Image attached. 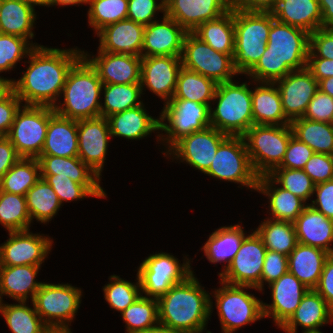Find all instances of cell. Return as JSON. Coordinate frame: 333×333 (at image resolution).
I'll use <instances>...</instances> for the list:
<instances>
[{
	"label": "cell",
	"instance_id": "1",
	"mask_svg": "<svg viewBox=\"0 0 333 333\" xmlns=\"http://www.w3.org/2000/svg\"><path fill=\"white\" fill-rule=\"evenodd\" d=\"M83 56L78 47L71 49L35 47L27 57L29 66L18 80L12 79V90L23 105L54 108L65 85L69 70ZM59 98V99H58ZM57 101V102H56Z\"/></svg>",
	"mask_w": 333,
	"mask_h": 333
},
{
	"label": "cell",
	"instance_id": "2",
	"mask_svg": "<svg viewBox=\"0 0 333 333\" xmlns=\"http://www.w3.org/2000/svg\"><path fill=\"white\" fill-rule=\"evenodd\" d=\"M310 34L298 27L274 20L266 50L246 74L254 83H274L293 70L307 67Z\"/></svg>",
	"mask_w": 333,
	"mask_h": 333
},
{
	"label": "cell",
	"instance_id": "3",
	"mask_svg": "<svg viewBox=\"0 0 333 333\" xmlns=\"http://www.w3.org/2000/svg\"><path fill=\"white\" fill-rule=\"evenodd\" d=\"M211 294L192 273L158 301V321L177 333H203L213 311Z\"/></svg>",
	"mask_w": 333,
	"mask_h": 333
},
{
	"label": "cell",
	"instance_id": "4",
	"mask_svg": "<svg viewBox=\"0 0 333 333\" xmlns=\"http://www.w3.org/2000/svg\"><path fill=\"white\" fill-rule=\"evenodd\" d=\"M102 86L97 70L82 56L68 72L61 93L63 103L58 102L53 109L74 120L99 117Z\"/></svg>",
	"mask_w": 333,
	"mask_h": 333
},
{
	"label": "cell",
	"instance_id": "5",
	"mask_svg": "<svg viewBox=\"0 0 333 333\" xmlns=\"http://www.w3.org/2000/svg\"><path fill=\"white\" fill-rule=\"evenodd\" d=\"M239 84L235 80L218 83L212 100L217 106L209 108L211 126L227 136L243 137L254 125L252 89L247 81Z\"/></svg>",
	"mask_w": 333,
	"mask_h": 333
},
{
	"label": "cell",
	"instance_id": "6",
	"mask_svg": "<svg viewBox=\"0 0 333 333\" xmlns=\"http://www.w3.org/2000/svg\"><path fill=\"white\" fill-rule=\"evenodd\" d=\"M273 13L234 10L235 51L233 67L246 75L266 50Z\"/></svg>",
	"mask_w": 333,
	"mask_h": 333
},
{
	"label": "cell",
	"instance_id": "7",
	"mask_svg": "<svg viewBox=\"0 0 333 333\" xmlns=\"http://www.w3.org/2000/svg\"><path fill=\"white\" fill-rule=\"evenodd\" d=\"M291 125H253L244 140L251 166L258 177L269 175L281 165L290 138Z\"/></svg>",
	"mask_w": 333,
	"mask_h": 333
},
{
	"label": "cell",
	"instance_id": "8",
	"mask_svg": "<svg viewBox=\"0 0 333 333\" xmlns=\"http://www.w3.org/2000/svg\"><path fill=\"white\" fill-rule=\"evenodd\" d=\"M163 105L159 125L160 131L166 134H158L156 139L157 142L163 141V145H166V151L162 152L164 155L183 137L211 126L210 107L207 104L186 99H171Z\"/></svg>",
	"mask_w": 333,
	"mask_h": 333
},
{
	"label": "cell",
	"instance_id": "9",
	"mask_svg": "<svg viewBox=\"0 0 333 333\" xmlns=\"http://www.w3.org/2000/svg\"><path fill=\"white\" fill-rule=\"evenodd\" d=\"M219 283L222 287L212 292L222 331L235 333L246 324L264 318L263 301L245 290H258L256 287Z\"/></svg>",
	"mask_w": 333,
	"mask_h": 333
},
{
	"label": "cell",
	"instance_id": "10",
	"mask_svg": "<svg viewBox=\"0 0 333 333\" xmlns=\"http://www.w3.org/2000/svg\"><path fill=\"white\" fill-rule=\"evenodd\" d=\"M183 261L180 264L178 258L166 252L146 257L137 270L142 295L158 299L173 285L183 282L194 272L191 261L187 257Z\"/></svg>",
	"mask_w": 333,
	"mask_h": 333
},
{
	"label": "cell",
	"instance_id": "11",
	"mask_svg": "<svg viewBox=\"0 0 333 333\" xmlns=\"http://www.w3.org/2000/svg\"><path fill=\"white\" fill-rule=\"evenodd\" d=\"M204 174L240 184L251 190L257 189L258 176L251 166L242 136H228L219 145L209 169Z\"/></svg>",
	"mask_w": 333,
	"mask_h": 333
},
{
	"label": "cell",
	"instance_id": "12",
	"mask_svg": "<svg viewBox=\"0 0 333 333\" xmlns=\"http://www.w3.org/2000/svg\"><path fill=\"white\" fill-rule=\"evenodd\" d=\"M48 125V106L22 105L6 137L21 157L37 158L43 149Z\"/></svg>",
	"mask_w": 333,
	"mask_h": 333
},
{
	"label": "cell",
	"instance_id": "13",
	"mask_svg": "<svg viewBox=\"0 0 333 333\" xmlns=\"http://www.w3.org/2000/svg\"><path fill=\"white\" fill-rule=\"evenodd\" d=\"M233 55L214 50L192 32L184 38L182 67L213 79L217 84L233 80L238 75L233 67Z\"/></svg>",
	"mask_w": 333,
	"mask_h": 333
},
{
	"label": "cell",
	"instance_id": "14",
	"mask_svg": "<svg viewBox=\"0 0 333 333\" xmlns=\"http://www.w3.org/2000/svg\"><path fill=\"white\" fill-rule=\"evenodd\" d=\"M81 288L72 284L42 283L33 304L45 324L69 325L80 308Z\"/></svg>",
	"mask_w": 333,
	"mask_h": 333
},
{
	"label": "cell",
	"instance_id": "15",
	"mask_svg": "<svg viewBox=\"0 0 333 333\" xmlns=\"http://www.w3.org/2000/svg\"><path fill=\"white\" fill-rule=\"evenodd\" d=\"M267 249L254 230L246 235L228 267L218 273L230 285L253 286L261 291V274Z\"/></svg>",
	"mask_w": 333,
	"mask_h": 333
},
{
	"label": "cell",
	"instance_id": "16",
	"mask_svg": "<svg viewBox=\"0 0 333 333\" xmlns=\"http://www.w3.org/2000/svg\"><path fill=\"white\" fill-rule=\"evenodd\" d=\"M0 245V266H41L52 249L53 239L28 230L9 232Z\"/></svg>",
	"mask_w": 333,
	"mask_h": 333
},
{
	"label": "cell",
	"instance_id": "17",
	"mask_svg": "<svg viewBox=\"0 0 333 333\" xmlns=\"http://www.w3.org/2000/svg\"><path fill=\"white\" fill-rule=\"evenodd\" d=\"M228 136L212 126L195 131L180 139L164 156H173L196 170L205 173L213 161L219 145Z\"/></svg>",
	"mask_w": 333,
	"mask_h": 333
},
{
	"label": "cell",
	"instance_id": "18",
	"mask_svg": "<svg viewBox=\"0 0 333 333\" xmlns=\"http://www.w3.org/2000/svg\"><path fill=\"white\" fill-rule=\"evenodd\" d=\"M78 157L99 176H102L108 143L111 137L107 118L77 120Z\"/></svg>",
	"mask_w": 333,
	"mask_h": 333
},
{
	"label": "cell",
	"instance_id": "19",
	"mask_svg": "<svg viewBox=\"0 0 333 333\" xmlns=\"http://www.w3.org/2000/svg\"><path fill=\"white\" fill-rule=\"evenodd\" d=\"M274 83L280 92L285 116L290 121L303 117L307 106L319 90L318 81L307 67L293 70Z\"/></svg>",
	"mask_w": 333,
	"mask_h": 333
},
{
	"label": "cell",
	"instance_id": "20",
	"mask_svg": "<svg viewBox=\"0 0 333 333\" xmlns=\"http://www.w3.org/2000/svg\"><path fill=\"white\" fill-rule=\"evenodd\" d=\"M182 68L179 56L141 57V88H147L165 103L174 95L179 70Z\"/></svg>",
	"mask_w": 333,
	"mask_h": 333
},
{
	"label": "cell",
	"instance_id": "21",
	"mask_svg": "<svg viewBox=\"0 0 333 333\" xmlns=\"http://www.w3.org/2000/svg\"><path fill=\"white\" fill-rule=\"evenodd\" d=\"M145 26L141 57L182 55L183 42L188 33L174 19L163 14Z\"/></svg>",
	"mask_w": 333,
	"mask_h": 333
},
{
	"label": "cell",
	"instance_id": "22",
	"mask_svg": "<svg viewBox=\"0 0 333 333\" xmlns=\"http://www.w3.org/2000/svg\"><path fill=\"white\" fill-rule=\"evenodd\" d=\"M90 57L83 50V56L97 70L103 84L141 83V57L131 54L97 51Z\"/></svg>",
	"mask_w": 333,
	"mask_h": 333
},
{
	"label": "cell",
	"instance_id": "23",
	"mask_svg": "<svg viewBox=\"0 0 333 333\" xmlns=\"http://www.w3.org/2000/svg\"><path fill=\"white\" fill-rule=\"evenodd\" d=\"M268 288L271 290L272 302H263L264 318L272 317L275 325L280 328L298 308L309 289L289 271L269 284Z\"/></svg>",
	"mask_w": 333,
	"mask_h": 333
},
{
	"label": "cell",
	"instance_id": "24",
	"mask_svg": "<svg viewBox=\"0 0 333 333\" xmlns=\"http://www.w3.org/2000/svg\"><path fill=\"white\" fill-rule=\"evenodd\" d=\"M165 14L187 32L206 21L215 20L231 10L230 0H167Z\"/></svg>",
	"mask_w": 333,
	"mask_h": 333
},
{
	"label": "cell",
	"instance_id": "25",
	"mask_svg": "<svg viewBox=\"0 0 333 333\" xmlns=\"http://www.w3.org/2000/svg\"><path fill=\"white\" fill-rule=\"evenodd\" d=\"M145 25L125 19L110 24L97 33L100 51L141 57Z\"/></svg>",
	"mask_w": 333,
	"mask_h": 333
},
{
	"label": "cell",
	"instance_id": "26",
	"mask_svg": "<svg viewBox=\"0 0 333 333\" xmlns=\"http://www.w3.org/2000/svg\"><path fill=\"white\" fill-rule=\"evenodd\" d=\"M333 322V309L316 292L309 289L291 317L280 327L286 333H297V327L305 331L318 330L319 327Z\"/></svg>",
	"mask_w": 333,
	"mask_h": 333
},
{
	"label": "cell",
	"instance_id": "27",
	"mask_svg": "<svg viewBox=\"0 0 333 333\" xmlns=\"http://www.w3.org/2000/svg\"><path fill=\"white\" fill-rule=\"evenodd\" d=\"M298 243L333 254V220L307 205L293 222Z\"/></svg>",
	"mask_w": 333,
	"mask_h": 333
},
{
	"label": "cell",
	"instance_id": "28",
	"mask_svg": "<svg viewBox=\"0 0 333 333\" xmlns=\"http://www.w3.org/2000/svg\"><path fill=\"white\" fill-rule=\"evenodd\" d=\"M40 155L78 157L77 120L62 117L49 107V125Z\"/></svg>",
	"mask_w": 333,
	"mask_h": 333
},
{
	"label": "cell",
	"instance_id": "29",
	"mask_svg": "<svg viewBox=\"0 0 333 333\" xmlns=\"http://www.w3.org/2000/svg\"><path fill=\"white\" fill-rule=\"evenodd\" d=\"M144 103L107 117L112 137L140 140L152 132L160 131L159 118L146 112Z\"/></svg>",
	"mask_w": 333,
	"mask_h": 333
},
{
	"label": "cell",
	"instance_id": "30",
	"mask_svg": "<svg viewBox=\"0 0 333 333\" xmlns=\"http://www.w3.org/2000/svg\"><path fill=\"white\" fill-rule=\"evenodd\" d=\"M41 266L17 265L0 266V294L16 301H33L42 282L36 277Z\"/></svg>",
	"mask_w": 333,
	"mask_h": 333
},
{
	"label": "cell",
	"instance_id": "31",
	"mask_svg": "<svg viewBox=\"0 0 333 333\" xmlns=\"http://www.w3.org/2000/svg\"><path fill=\"white\" fill-rule=\"evenodd\" d=\"M329 255L323 249L297 243L288 255V271L308 289H315Z\"/></svg>",
	"mask_w": 333,
	"mask_h": 333
},
{
	"label": "cell",
	"instance_id": "32",
	"mask_svg": "<svg viewBox=\"0 0 333 333\" xmlns=\"http://www.w3.org/2000/svg\"><path fill=\"white\" fill-rule=\"evenodd\" d=\"M268 176H260L256 191L269 199L271 219L294 222L308 205L301 198L279 186ZM274 186V187H273Z\"/></svg>",
	"mask_w": 333,
	"mask_h": 333
},
{
	"label": "cell",
	"instance_id": "33",
	"mask_svg": "<svg viewBox=\"0 0 333 333\" xmlns=\"http://www.w3.org/2000/svg\"><path fill=\"white\" fill-rule=\"evenodd\" d=\"M252 90V115L254 125H289L281 95L275 83L257 82Z\"/></svg>",
	"mask_w": 333,
	"mask_h": 333
},
{
	"label": "cell",
	"instance_id": "34",
	"mask_svg": "<svg viewBox=\"0 0 333 333\" xmlns=\"http://www.w3.org/2000/svg\"><path fill=\"white\" fill-rule=\"evenodd\" d=\"M272 13L278 22L301 28L309 34L322 28L318 0H278Z\"/></svg>",
	"mask_w": 333,
	"mask_h": 333
},
{
	"label": "cell",
	"instance_id": "35",
	"mask_svg": "<svg viewBox=\"0 0 333 333\" xmlns=\"http://www.w3.org/2000/svg\"><path fill=\"white\" fill-rule=\"evenodd\" d=\"M245 234L240 224L222 226L209 235L201 250L210 263L226 262L224 270L238 253Z\"/></svg>",
	"mask_w": 333,
	"mask_h": 333
},
{
	"label": "cell",
	"instance_id": "36",
	"mask_svg": "<svg viewBox=\"0 0 333 333\" xmlns=\"http://www.w3.org/2000/svg\"><path fill=\"white\" fill-rule=\"evenodd\" d=\"M35 7L20 0H3L0 9V33L27 40L34 38L37 17Z\"/></svg>",
	"mask_w": 333,
	"mask_h": 333
},
{
	"label": "cell",
	"instance_id": "37",
	"mask_svg": "<svg viewBox=\"0 0 333 333\" xmlns=\"http://www.w3.org/2000/svg\"><path fill=\"white\" fill-rule=\"evenodd\" d=\"M41 175L67 176L79 184H100L101 177L79 157L39 155Z\"/></svg>",
	"mask_w": 333,
	"mask_h": 333
},
{
	"label": "cell",
	"instance_id": "38",
	"mask_svg": "<svg viewBox=\"0 0 333 333\" xmlns=\"http://www.w3.org/2000/svg\"><path fill=\"white\" fill-rule=\"evenodd\" d=\"M192 33L214 50L224 54H234V10H229L215 20L204 22Z\"/></svg>",
	"mask_w": 333,
	"mask_h": 333
},
{
	"label": "cell",
	"instance_id": "39",
	"mask_svg": "<svg viewBox=\"0 0 333 333\" xmlns=\"http://www.w3.org/2000/svg\"><path fill=\"white\" fill-rule=\"evenodd\" d=\"M293 136L306 143L314 153L333 155V124L297 118L290 122Z\"/></svg>",
	"mask_w": 333,
	"mask_h": 333
},
{
	"label": "cell",
	"instance_id": "40",
	"mask_svg": "<svg viewBox=\"0 0 333 333\" xmlns=\"http://www.w3.org/2000/svg\"><path fill=\"white\" fill-rule=\"evenodd\" d=\"M217 83L199 73L181 68L172 99H186L212 106Z\"/></svg>",
	"mask_w": 333,
	"mask_h": 333
},
{
	"label": "cell",
	"instance_id": "41",
	"mask_svg": "<svg viewBox=\"0 0 333 333\" xmlns=\"http://www.w3.org/2000/svg\"><path fill=\"white\" fill-rule=\"evenodd\" d=\"M255 231L261 237L267 250L286 256L295 249L298 243L292 222L266 218Z\"/></svg>",
	"mask_w": 333,
	"mask_h": 333
},
{
	"label": "cell",
	"instance_id": "42",
	"mask_svg": "<svg viewBox=\"0 0 333 333\" xmlns=\"http://www.w3.org/2000/svg\"><path fill=\"white\" fill-rule=\"evenodd\" d=\"M31 223L36 219L46 224L61 208V203L52 187L42 178L25 195Z\"/></svg>",
	"mask_w": 333,
	"mask_h": 333
},
{
	"label": "cell",
	"instance_id": "43",
	"mask_svg": "<svg viewBox=\"0 0 333 333\" xmlns=\"http://www.w3.org/2000/svg\"><path fill=\"white\" fill-rule=\"evenodd\" d=\"M40 178L38 159L21 157L0 179V191L25 196Z\"/></svg>",
	"mask_w": 333,
	"mask_h": 333
},
{
	"label": "cell",
	"instance_id": "44",
	"mask_svg": "<svg viewBox=\"0 0 333 333\" xmlns=\"http://www.w3.org/2000/svg\"><path fill=\"white\" fill-rule=\"evenodd\" d=\"M102 91L104 103L101 102V116L105 118L143 104V101L139 100L141 94H144L141 83L103 84Z\"/></svg>",
	"mask_w": 333,
	"mask_h": 333
},
{
	"label": "cell",
	"instance_id": "45",
	"mask_svg": "<svg viewBox=\"0 0 333 333\" xmlns=\"http://www.w3.org/2000/svg\"><path fill=\"white\" fill-rule=\"evenodd\" d=\"M16 304L2 305L1 315L12 333H41L46 325L33 307L27 306L28 301H17Z\"/></svg>",
	"mask_w": 333,
	"mask_h": 333
},
{
	"label": "cell",
	"instance_id": "46",
	"mask_svg": "<svg viewBox=\"0 0 333 333\" xmlns=\"http://www.w3.org/2000/svg\"><path fill=\"white\" fill-rule=\"evenodd\" d=\"M0 224L8 232L29 229L31 219L25 196L0 191Z\"/></svg>",
	"mask_w": 333,
	"mask_h": 333
},
{
	"label": "cell",
	"instance_id": "47",
	"mask_svg": "<svg viewBox=\"0 0 333 333\" xmlns=\"http://www.w3.org/2000/svg\"><path fill=\"white\" fill-rule=\"evenodd\" d=\"M121 316L126 324V333H134L154 327L159 323L158 301L156 298L141 295L121 313Z\"/></svg>",
	"mask_w": 333,
	"mask_h": 333
},
{
	"label": "cell",
	"instance_id": "48",
	"mask_svg": "<svg viewBox=\"0 0 333 333\" xmlns=\"http://www.w3.org/2000/svg\"><path fill=\"white\" fill-rule=\"evenodd\" d=\"M57 194L61 205L64 202L84 199L85 197L106 198L107 195L100 184H79L67 176L41 175Z\"/></svg>",
	"mask_w": 333,
	"mask_h": 333
},
{
	"label": "cell",
	"instance_id": "49",
	"mask_svg": "<svg viewBox=\"0 0 333 333\" xmlns=\"http://www.w3.org/2000/svg\"><path fill=\"white\" fill-rule=\"evenodd\" d=\"M88 24L97 34L104 27L127 19L128 0H88Z\"/></svg>",
	"mask_w": 333,
	"mask_h": 333
},
{
	"label": "cell",
	"instance_id": "50",
	"mask_svg": "<svg viewBox=\"0 0 333 333\" xmlns=\"http://www.w3.org/2000/svg\"><path fill=\"white\" fill-rule=\"evenodd\" d=\"M136 275V283L124 280L118 275L109 277L110 282L103 286V291L110 308L122 313L142 295L140 280L138 274Z\"/></svg>",
	"mask_w": 333,
	"mask_h": 333
},
{
	"label": "cell",
	"instance_id": "51",
	"mask_svg": "<svg viewBox=\"0 0 333 333\" xmlns=\"http://www.w3.org/2000/svg\"><path fill=\"white\" fill-rule=\"evenodd\" d=\"M268 176L279 184L278 186L290 191L305 203L314 195L315 184L301 169L276 168Z\"/></svg>",
	"mask_w": 333,
	"mask_h": 333
},
{
	"label": "cell",
	"instance_id": "52",
	"mask_svg": "<svg viewBox=\"0 0 333 333\" xmlns=\"http://www.w3.org/2000/svg\"><path fill=\"white\" fill-rule=\"evenodd\" d=\"M37 46L41 45L15 35L0 33V73L13 70Z\"/></svg>",
	"mask_w": 333,
	"mask_h": 333
},
{
	"label": "cell",
	"instance_id": "53",
	"mask_svg": "<svg viewBox=\"0 0 333 333\" xmlns=\"http://www.w3.org/2000/svg\"><path fill=\"white\" fill-rule=\"evenodd\" d=\"M128 0L127 19L143 24L149 25L157 19L155 15L157 12L165 14V2L160 0Z\"/></svg>",
	"mask_w": 333,
	"mask_h": 333
},
{
	"label": "cell",
	"instance_id": "54",
	"mask_svg": "<svg viewBox=\"0 0 333 333\" xmlns=\"http://www.w3.org/2000/svg\"><path fill=\"white\" fill-rule=\"evenodd\" d=\"M315 185L333 179V155L313 153L302 169Z\"/></svg>",
	"mask_w": 333,
	"mask_h": 333
},
{
	"label": "cell",
	"instance_id": "55",
	"mask_svg": "<svg viewBox=\"0 0 333 333\" xmlns=\"http://www.w3.org/2000/svg\"><path fill=\"white\" fill-rule=\"evenodd\" d=\"M314 151L306 144L292 136L288 142L285 156L278 168L303 169Z\"/></svg>",
	"mask_w": 333,
	"mask_h": 333
},
{
	"label": "cell",
	"instance_id": "56",
	"mask_svg": "<svg viewBox=\"0 0 333 333\" xmlns=\"http://www.w3.org/2000/svg\"><path fill=\"white\" fill-rule=\"evenodd\" d=\"M288 271V256L267 250L261 274V291L265 284H271Z\"/></svg>",
	"mask_w": 333,
	"mask_h": 333
},
{
	"label": "cell",
	"instance_id": "57",
	"mask_svg": "<svg viewBox=\"0 0 333 333\" xmlns=\"http://www.w3.org/2000/svg\"><path fill=\"white\" fill-rule=\"evenodd\" d=\"M302 118L333 124V98L318 90Z\"/></svg>",
	"mask_w": 333,
	"mask_h": 333
},
{
	"label": "cell",
	"instance_id": "58",
	"mask_svg": "<svg viewBox=\"0 0 333 333\" xmlns=\"http://www.w3.org/2000/svg\"><path fill=\"white\" fill-rule=\"evenodd\" d=\"M308 58L333 59V28H320L310 33Z\"/></svg>",
	"mask_w": 333,
	"mask_h": 333
},
{
	"label": "cell",
	"instance_id": "59",
	"mask_svg": "<svg viewBox=\"0 0 333 333\" xmlns=\"http://www.w3.org/2000/svg\"><path fill=\"white\" fill-rule=\"evenodd\" d=\"M21 104L23 105L12 89L0 99V136L8 135Z\"/></svg>",
	"mask_w": 333,
	"mask_h": 333
},
{
	"label": "cell",
	"instance_id": "60",
	"mask_svg": "<svg viewBox=\"0 0 333 333\" xmlns=\"http://www.w3.org/2000/svg\"><path fill=\"white\" fill-rule=\"evenodd\" d=\"M313 193L317 198L308 205L333 220V179L315 185Z\"/></svg>",
	"mask_w": 333,
	"mask_h": 333
},
{
	"label": "cell",
	"instance_id": "61",
	"mask_svg": "<svg viewBox=\"0 0 333 333\" xmlns=\"http://www.w3.org/2000/svg\"><path fill=\"white\" fill-rule=\"evenodd\" d=\"M315 290L333 309V254L326 259Z\"/></svg>",
	"mask_w": 333,
	"mask_h": 333
},
{
	"label": "cell",
	"instance_id": "62",
	"mask_svg": "<svg viewBox=\"0 0 333 333\" xmlns=\"http://www.w3.org/2000/svg\"><path fill=\"white\" fill-rule=\"evenodd\" d=\"M278 0H230V8L245 12L272 13Z\"/></svg>",
	"mask_w": 333,
	"mask_h": 333
},
{
	"label": "cell",
	"instance_id": "63",
	"mask_svg": "<svg viewBox=\"0 0 333 333\" xmlns=\"http://www.w3.org/2000/svg\"><path fill=\"white\" fill-rule=\"evenodd\" d=\"M21 158L6 136H0V179Z\"/></svg>",
	"mask_w": 333,
	"mask_h": 333
},
{
	"label": "cell",
	"instance_id": "64",
	"mask_svg": "<svg viewBox=\"0 0 333 333\" xmlns=\"http://www.w3.org/2000/svg\"><path fill=\"white\" fill-rule=\"evenodd\" d=\"M307 68L319 82L320 80L333 76V59L308 58Z\"/></svg>",
	"mask_w": 333,
	"mask_h": 333
},
{
	"label": "cell",
	"instance_id": "65",
	"mask_svg": "<svg viewBox=\"0 0 333 333\" xmlns=\"http://www.w3.org/2000/svg\"><path fill=\"white\" fill-rule=\"evenodd\" d=\"M322 12V28H333V0H318Z\"/></svg>",
	"mask_w": 333,
	"mask_h": 333
},
{
	"label": "cell",
	"instance_id": "66",
	"mask_svg": "<svg viewBox=\"0 0 333 333\" xmlns=\"http://www.w3.org/2000/svg\"><path fill=\"white\" fill-rule=\"evenodd\" d=\"M70 325H53L46 324L41 333H72L69 327Z\"/></svg>",
	"mask_w": 333,
	"mask_h": 333
},
{
	"label": "cell",
	"instance_id": "67",
	"mask_svg": "<svg viewBox=\"0 0 333 333\" xmlns=\"http://www.w3.org/2000/svg\"><path fill=\"white\" fill-rule=\"evenodd\" d=\"M318 88L321 92L333 98V76L320 80L318 82Z\"/></svg>",
	"mask_w": 333,
	"mask_h": 333
},
{
	"label": "cell",
	"instance_id": "68",
	"mask_svg": "<svg viewBox=\"0 0 333 333\" xmlns=\"http://www.w3.org/2000/svg\"><path fill=\"white\" fill-rule=\"evenodd\" d=\"M80 4H88V0H47V6H55V5H61V6H67V5H80Z\"/></svg>",
	"mask_w": 333,
	"mask_h": 333
},
{
	"label": "cell",
	"instance_id": "69",
	"mask_svg": "<svg viewBox=\"0 0 333 333\" xmlns=\"http://www.w3.org/2000/svg\"><path fill=\"white\" fill-rule=\"evenodd\" d=\"M134 333H177L173 331L172 329L168 328L167 326H164L160 323H158L156 326L148 328L143 331H137Z\"/></svg>",
	"mask_w": 333,
	"mask_h": 333
},
{
	"label": "cell",
	"instance_id": "70",
	"mask_svg": "<svg viewBox=\"0 0 333 333\" xmlns=\"http://www.w3.org/2000/svg\"><path fill=\"white\" fill-rule=\"evenodd\" d=\"M11 82L12 79H7L0 76V99L12 89Z\"/></svg>",
	"mask_w": 333,
	"mask_h": 333
},
{
	"label": "cell",
	"instance_id": "71",
	"mask_svg": "<svg viewBox=\"0 0 333 333\" xmlns=\"http://www.w3.org/2000/svg\"><path fill=\"white\" fill-rule=\"evenodd\" d=\"M22 2L28 3L32 6H46L47 7V0H20Z\"/></svg>",
	"mask_w": 333,
	"mask_h": 333
},
{
	"label": "cell",
	"instance_id": "72",
	"mask_svg": "<svg viewBox=\"0 0 333 333\" xmlns=\"http://www.w3.org/2000/svg\"><path fill=\"white\" fill-rule=\"evenodd\" d=\"M302 333H323V332H321L320 329H318V330H312V331H305Z\"/></svg>",
	"mask_w": 333,
	"mask_h": 333
},
{
	"label": "cell",
	"instance_id": "73",
	"mask_svg": "<svg viewBox=\"0 0 333 333\" xmlns=\"http://www.w3.org/2000/svg\"><path fill=\"white\" fill-rule=\"evenodd\" d=\"M2 296L0 294V314H1V311H2V305H3V300H2Z\"/></svg>",
	"mask_w": 333,
	"mask_h": 333
},
{
	"label": "cell",
	"instance_id": "74",
	"mask_svg": "<svg viewBox=\"0 0 333 333\" xmlns=\"http://www.w3.org/2000/svg\"><path fill=\"white\" fill-rule=\"evenodd\" d=\"M223 333H229V332H227V331H222ZM206 333H212V332H210V331H206Z\"/></svg>",
	"mask_w": 333,
	"mask_h": 333
},
{
	"label": "cell",
	"instance_id": "75",
	"mask_svg": "<svg viewBox=\"0 0 333 333\" xmlns=\"http://www.w3.org/2000/svg\"><path fill=\"white\" fill-rule=\"evenodd\" d=\"M2 2H3V0H0V9H1V7H2Z\"/></svg>",
	"mask_w": 333,
	"mask_h": 333
}]
</instances>
